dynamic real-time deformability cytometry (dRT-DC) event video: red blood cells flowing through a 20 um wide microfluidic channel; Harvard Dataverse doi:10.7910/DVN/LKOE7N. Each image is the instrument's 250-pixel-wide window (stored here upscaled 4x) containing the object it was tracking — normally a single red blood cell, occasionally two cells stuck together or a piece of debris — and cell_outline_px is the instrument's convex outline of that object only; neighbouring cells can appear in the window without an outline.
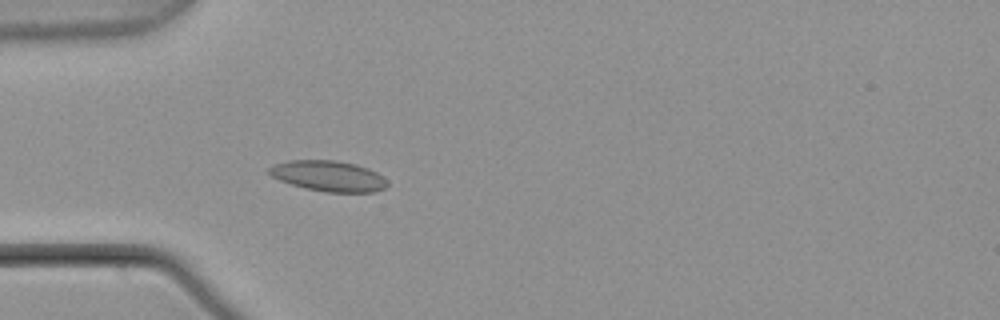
{"species": "common noctule bat (a hibernating species)", "species_latin": "Nyctalus noctula", "temperature_condition": "warm", "stored_images_in_passage": 55, "camera_frame_rate_fps": 3000, "um_per_image_px": 0.085, "animal": {"sex": "male", "body_mass_g": 21.5, "forearm_length_mm": 52.0}, "frame": {"image": 1, "passage_image": 17, "time_ms": 5.333, "image_size_px": [1000, 320], "cell_outline_px": [[388, 184], [384, 188], [372, 192], [324, 192], [304, 188], [280, 180], [272, 176], [268, 172], [268, 168], [272, 164], [288, 160], [336, 160], [356, 164], [368, 168], [376, 172], [388, 180]], "centroid_in_image_um": [27.91, 14.95], "position_along_channel_um": 57.1, "area_um2": 21.21}}
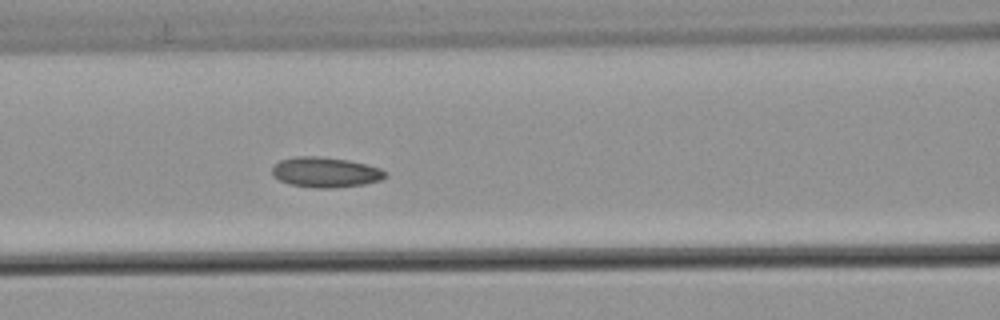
{"frame": {"image": 2, "passage_image": 24, "time_ms": 7.667, "image_size_px": [1000, 320], "cell_outline_px": [[388, 176], [380, 180], [364, 184], [336, 188], [312, 188], [288, 184], [272, 176], [272, 168], [280, 160], [296, 156], [316, 156], [348, 160], [380, 168], [388, 172]], "centroid_in_image_um": [27.66, 14.65], "position_along_channel_um": 138.9, "area_um2": 20.06}}
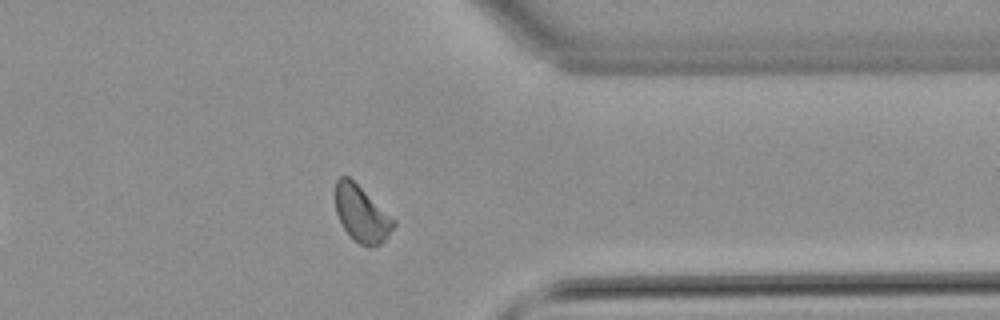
{"frame": {"image": 3, "passage_image": 44, "time_ms": 14.333, "image_size_px": [1000, 320], "cell_outline_px": [[396, 224], [388, 236], [380, 244], [372, 248], [368, 248], [352, 240], [344, 228], [336, 212], [336, 180], [340, 176], [348, 176], [396, 220]], "centroid_in_image_um": [30.75, 18.22], "position_along_channel_um": 380.7, "area_um2": 19.02}, "authors_computed_cell_mechanics": {"area_um2": 19.4786, "velocity_mm_per_s": 3.7481, "shape_relaxation_time_tau1_ms": null, "shape_relaxation_time_tau2_ms": 3.6356, "deformation_change_tau1": null, "deformation_change_tau2": 0.0896}}